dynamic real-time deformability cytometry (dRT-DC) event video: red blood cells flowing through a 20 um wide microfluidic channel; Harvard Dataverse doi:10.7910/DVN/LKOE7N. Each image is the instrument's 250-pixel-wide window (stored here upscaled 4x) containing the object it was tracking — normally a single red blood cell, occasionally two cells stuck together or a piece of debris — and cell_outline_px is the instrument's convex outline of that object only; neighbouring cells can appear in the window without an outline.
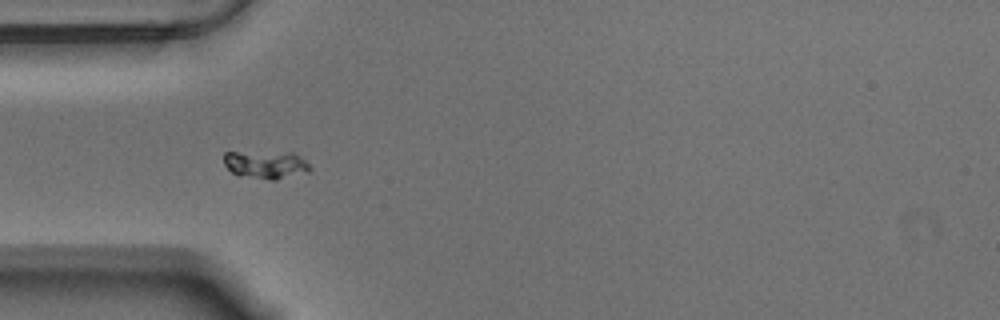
{"species": "Egyptian fruit bat (a non-hibernating species)", "species_latin": "Rousettus aegyptiacus", "temperature_condition": "warm", "stored_images_in_passage": 43, "camera_frame_rate_fps": 3000, "um_per_image_px": 0.085, "animal": {"sex": "male"}, "frame": {"image": 1, "passage_image": 1, "time_ms": 0.0, "image_size_px": [1000, 320], "cell_outline_px": [[312, 168], [308, 172], [276, 180], [272, 180], [236, 176], [224, 164], [224, 152], [296, 152]], "centroid_in_image_um": [22.6, 14.0], "position_along_channel_um": 62.4, "area_um2": 14.28}}
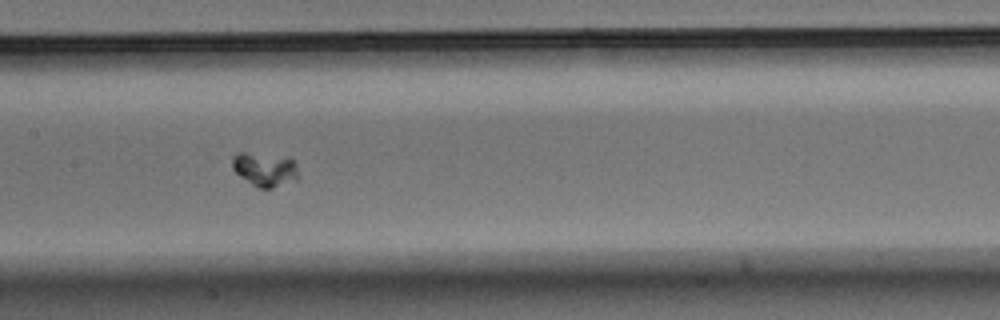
{"frame": {"image": 2, "passage_image": 12, "time_ms": 3.667, "image_size_px": [1000, 320], "cell_outline_px": [[296, 180], [272, 188], [260, 188], [252, 184], [240, 176], [232, 168], [232, 156], [236, 152], [244, 152], [292, 160], [296, 164]], "centroid_in_image_um": [22.44, 14.41], "position_along_channel_um": 185.0, "area_um2": 12.48}}
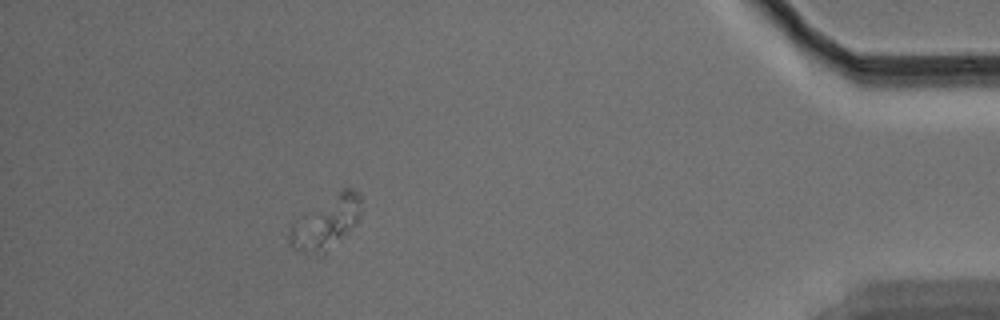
{"frame": {"image": 3, "passage_image": 37, "time_ms": 12.0, "image_size_px": [1000, 320], "cell_outline_px": [[360, 216], [324, 252], [304, 252], [292, 248], [288, 244], [288, 232], [292, 224], [304, 212], [340, 188], [352, 188], [360, 196]], "centroid_in_image_um": [27.64, 18.84], "position_along_channel_um": 407.6, "area_um2": 21.15}}